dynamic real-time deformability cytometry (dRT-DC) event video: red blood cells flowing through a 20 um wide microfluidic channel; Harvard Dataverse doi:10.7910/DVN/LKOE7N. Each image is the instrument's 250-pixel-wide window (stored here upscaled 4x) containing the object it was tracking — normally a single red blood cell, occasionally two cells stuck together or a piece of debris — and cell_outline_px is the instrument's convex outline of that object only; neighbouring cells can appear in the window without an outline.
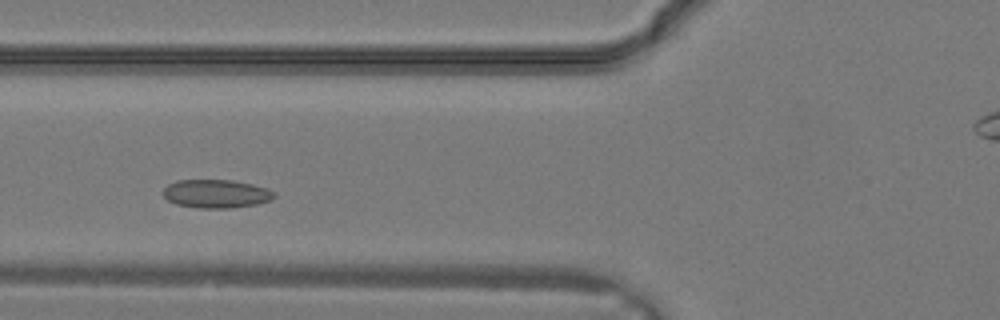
{"species": "common noctule bat (a hibernating species)", "species_latin": "Nyctalus noctula", "temperature_condition": "warm", "stored_images_in_passage": 21, "camera_frame_rate_fps": 3000, "um_per_image_px": 0.085, "animal": {"sex": "male", "body_mass_g": 19.2, "forearm_length_mm": 51.8}, "frame": {"image": 1, "passage_image": 5, "time_ms": 1.333, "image_size_px": [1000, 320], "cell_outline_px": [[276, 196], [268, 200], [256, 204], [232, 208], [196, 208], [176, 204], [168, 200], [164, 196], [164, 188], [168, 184], [176, 180], [232, 180], [252, 184], [268, 188], [276, 192]], "centroid_in_image_um": [18.38, 16.46], "position_along_channel_um": 107.4, "area_um2": 18.44}}
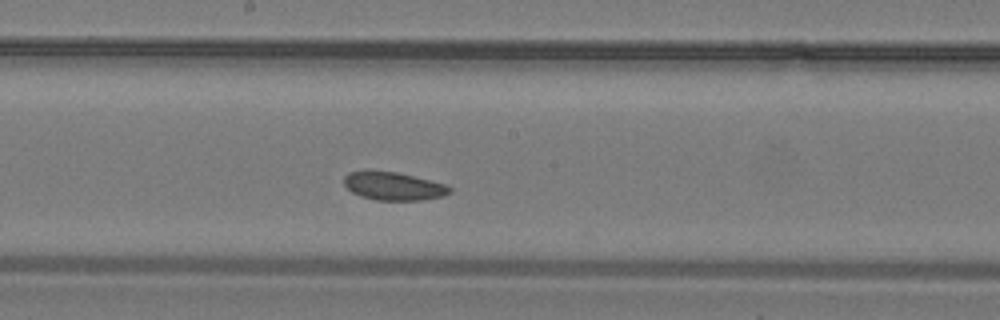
{"frame": {"image": 2, "passage_image": 10, "time_ms": 3.0, "image_size_px": [1000, 320], "cell_outline_px": [[452, 192], [444, 196], [420, 200], [376, 200], [360, 196], [352, 192], [344, 184], [344, 176], [348, 172], [368, 168], [372, 168], [396, 172], [444, 184], [452, 188]], "centroid_in_image_um": [33.38, 15.79], "position_along_channel_um": 214.8, "area_um2": 17.69}}
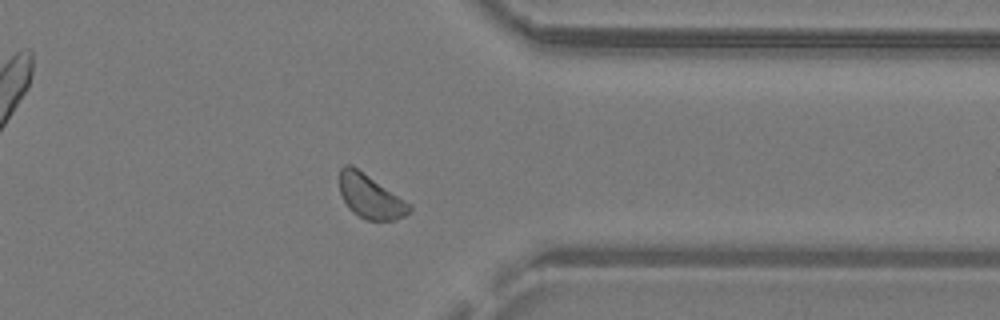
{"frame": {"image": 3, "passage_image": 18, "time_ms": 5.667, "image_size_px": [1000, 320], "cell_outline_px": [[412, 208], [404, 216], [396, 220], [368, 220], [352, 212], [348, 208], [340, 192], [340, 168], [344, 164], [352, 164], [412, 204]], "centroid_in_image_um": [31.48, 16.68], "position_along_channel_um": 379.9, "area_um2": 17.92}}